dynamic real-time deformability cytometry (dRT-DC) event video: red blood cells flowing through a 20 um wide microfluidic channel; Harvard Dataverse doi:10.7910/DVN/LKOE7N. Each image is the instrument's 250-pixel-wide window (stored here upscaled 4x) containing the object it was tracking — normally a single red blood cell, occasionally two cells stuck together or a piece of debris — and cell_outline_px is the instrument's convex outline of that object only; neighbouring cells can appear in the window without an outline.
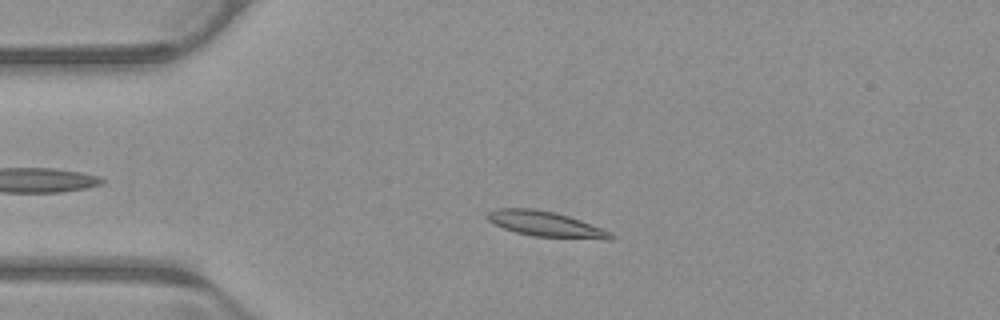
{"species": "common noctule bat (a hibernating species)", "species_latin": "Nyctalus noctula", "temperature_condition": "warm", "stored_images_in_passage": 51, "camera_frame_rate_fps": 3000, "um_per_image_px": 0.085, "animal": {"sex": "male", "body_mass_g": 23.1, "forearm_length_mm": 52.7}, "frame": {"image": 1, "passage_image": 11, "time_ms": 3.333, "image_size_px": [1000, 320], "cell_outline_px": [[616, 236], [612, 240], [604, 240], [532, 236], [516, 232], [504, 228], [488, 220], [488, 212], [496, 208], [532, 208], [556, 212], [580, 220], [612, 232]], "centroid_in_image_um": [46.46, 19.06], "position_along_channel_um": 38.5, "area_um2": 18.32}}
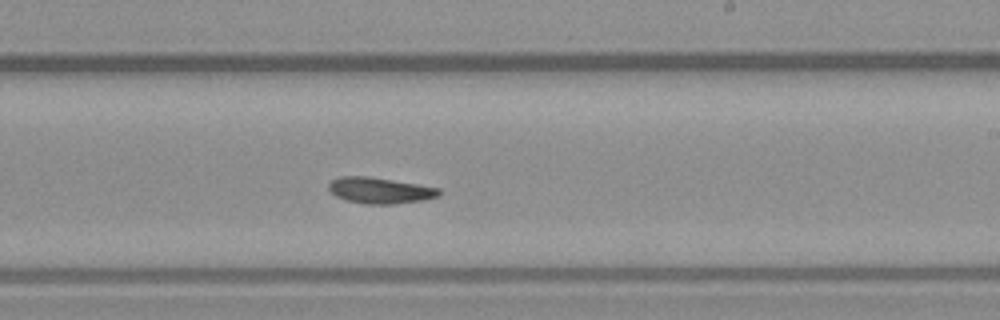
{"frame": {"image": 2, "passage_image": 30, "time_ms": 9.667, "image_size_px": [1000, 320], "cell_outline_px": [[440, 196], [424, 200], [396, 204], [364, 204], [344, 200], [336, 196], [328, 188], [328, 184], [332, 180], [340, 176], [368, 176], [420, 184], [440, 188]], "centroid_in_image_um": [32.31, 16.19], "position_along_channel_um": 256.7, "area_um2": 16.99}}
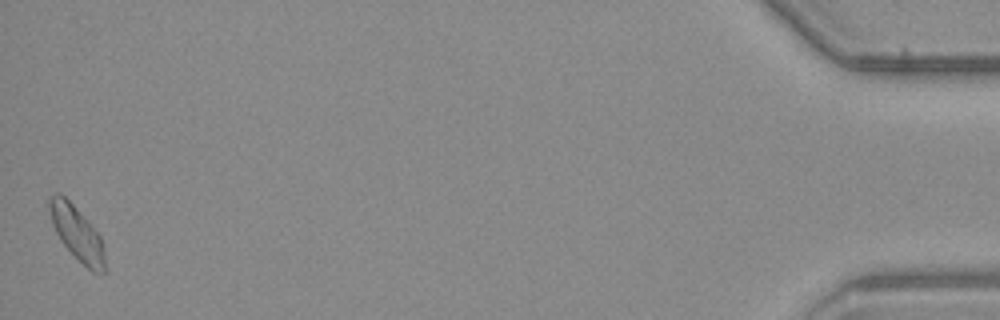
{"frame": {"image": 3, "passage_image": 51, "time_ms": 16.667, "image_size_px": [1000, 320], "cell_outline_px": [[104, 272], [92, 272], [60, 240], [52, 224], [48, 208], [48, 200], [56, 192], [60, 192], [76, 208], [100, 236], [104, 256]], "centroid_in_image_um": [6.49, 19.78], "position_along_channel_um": 428.7, "area_um2": 16.82}, "authors_computed_cell_mechanics": {"area_um2": 16.9354, "velocity_mm_per_s": 3.9128, "shape_relaxation_time_tau1_ms": null, "shape_relaxation_time_tau2_ms": 9.1662, "deformation_change_tau1": null, "deformation_change_tau2": 0.1658}}